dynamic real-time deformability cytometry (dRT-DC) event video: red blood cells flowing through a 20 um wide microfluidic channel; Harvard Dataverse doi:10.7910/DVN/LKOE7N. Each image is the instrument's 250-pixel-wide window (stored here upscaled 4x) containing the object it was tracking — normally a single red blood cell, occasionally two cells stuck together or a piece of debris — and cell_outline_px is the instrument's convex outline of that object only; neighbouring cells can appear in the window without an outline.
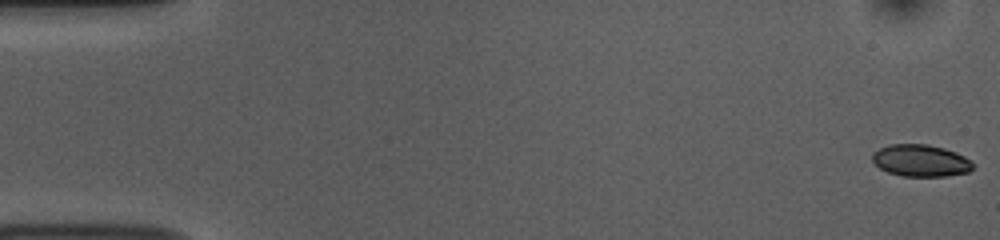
{"species": "common noctule bat (a hibernating species)", "species_latin": "Nyctalus noctula", "temperature_condition": "room temperature", "stored_images_in_passage": 54, "camera_frame_rate_fps": 3000, "um_per_image_px": 0.085, "animal": {"sex": "female", "body_mass_g": 10.0, "forearm_length_mm": 53.1}, "frame": {"image": 1, "passage_image": 1, "time_ms": 0.0, "image_size_px": [1000, 240], "cell_outline_px": [[972, 168], [968, 172], [948, 176], [900, 176], [888, 172], [880, 168], [872, 160], [872, 152], [888, 144], [928, 144], [944, 148], [956, 152], [972, 160]], "centroid_in_image_um": [78.25, 13.64], "position_along_channel_um": 6.7, "area_um2": 18.84}}
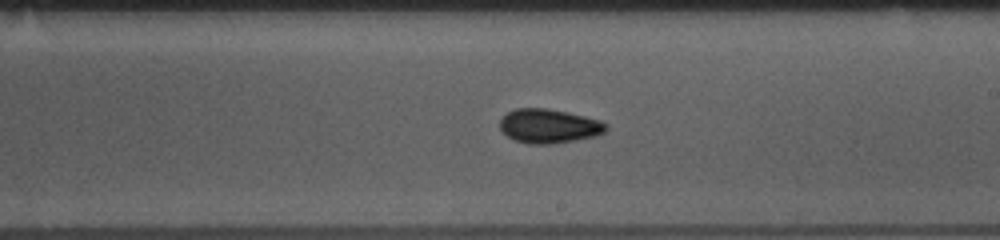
{"frame": {"image": 2, "passage_image": 31, "time_ms": 10.0, "image_size_px": [1000, 240], "cell_outline_px": [[608, 128], [604, 132], [596, 136], [576, 140], [552, 144], [528, 144], [516, 140], [508, 136], [500, 128], [500, 120], [508, 112], [516, 108], [548, 108], [568, 112], [600, 120], [608, 124]], "centroid_in_image_um": [46.69, 10.71], "position_along_channel_um": 242.3, "area_um2": 21.15}}
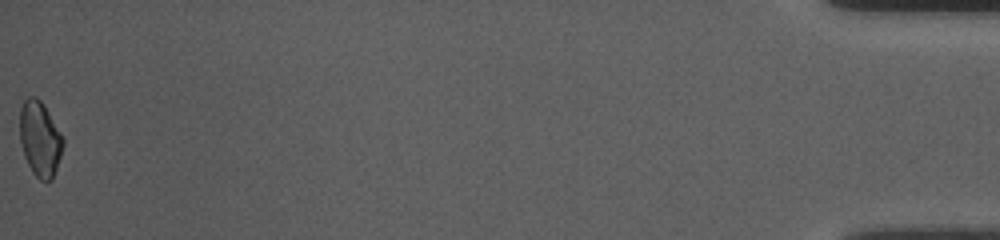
{"frame": {"image": 3, "passage_image": 54, "time_ms": 17.667, "image_size_px": [1000, 240], "cell_outline_px": [[64, 144], [52, 180], [40, 180], [32, 172], [24, 156], [20, 144], [20, 108], [24, 100], [28, 96], [36, 96], [44, 104], [60, 132], [64, 140]], "centroid_in_image_um": [3.38, 11.78], "position_along_channel_um": 431.8, "area_um2": 18.9}, "authors_computed_cell_mechanics": {"area_um2": 19.7098, "velocity_mm_per_s": 3.7526, "shape_relaxation_time_tau1_ms": 6.2757, "shape_relaxation_time_tau2_ms": 2.3631, "deformation_change_tau1": 0.1046, "deformation_change_tau2": 0.0592}}